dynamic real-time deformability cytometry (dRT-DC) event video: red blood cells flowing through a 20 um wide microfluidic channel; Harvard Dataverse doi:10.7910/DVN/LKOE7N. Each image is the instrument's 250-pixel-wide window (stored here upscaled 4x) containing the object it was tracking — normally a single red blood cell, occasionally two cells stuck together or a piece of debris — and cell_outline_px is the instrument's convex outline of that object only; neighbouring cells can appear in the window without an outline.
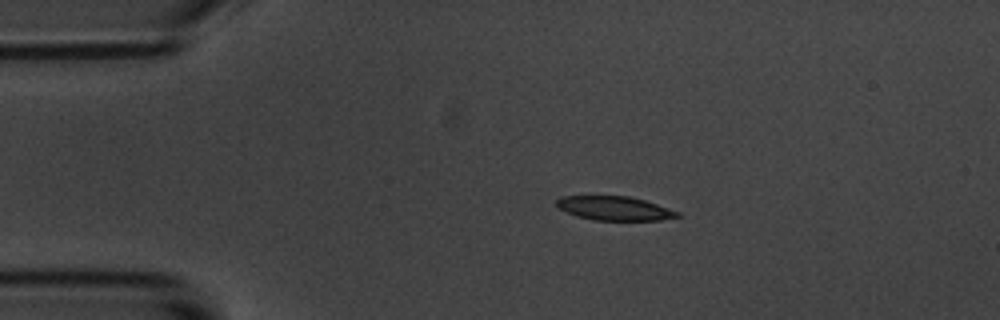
{"species": "common noctule bat (a hibernating species)", "species_latin": "Nyctalus noctula", "temperature_condition": "room temperature", "stored_images_in_passage": 46, "camera_frame_rate_fps": 3000, "um_per_image_px": 0.085, "animal": {"sex": "male", "body_mass_g": 20.1, "forearm_length_mm": 53.5}, "frame": {"image": 1, "passage_image": 1, "time_ms": 0.0, "image_size_px": [1000, 320], "cell_outline_px": [[684, 216], [660, 220], [596, 220], [576, 216], [556, 208], [556, 200], [560, 196], [628, 196], [644, 200], [680, 212]], "centroid_in_image_um": [52.22, 17.71], "position_along_channel_um": 32.8, "area_um2": 16.99}}
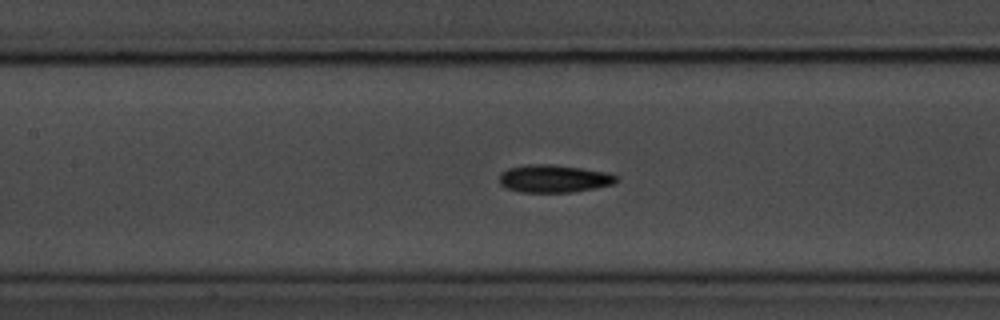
{"frame": {"image": 2, "passage_image": 15, "time_ms": 4.667, "image_size_px": [1000, 320], "cell_outline_px": [[620, 180], [612, 184], [596, 188], [572, 192], [520, 192], [508, 188], [500, 184], [500, 172], [508, 168], [528, 164], [552, 164], [608, 172], [620, 176]], "centroid_in_image_um": [47.12, 15.18], "position_along_channel_um": 160.3, "area_um2": 19.02}}
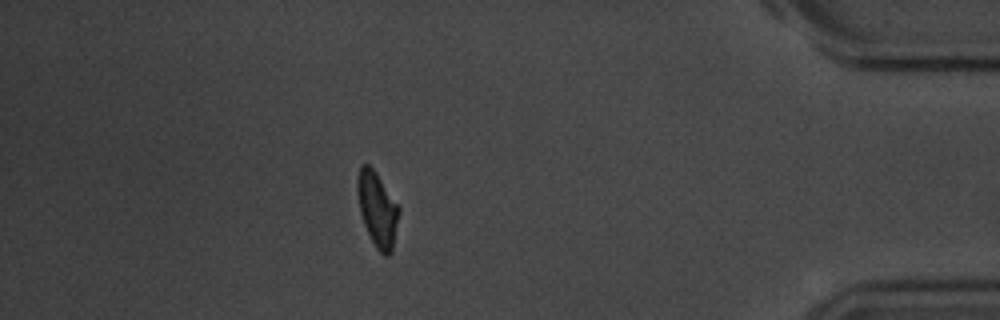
{"frame": {"image": 3, "passage_image": 39, "time_ms": 12.667, "image_size_px": [1000, 320], "cell_outline_px": [[400, 212], [392, 252], [388, 256], [384, 256], [376, 248], [364, 224], [360, 212], [356, 188], [356, 180], [360, 164], [368, 164], [376, 172], [400, 208]], "centroid_in_image_um": [32.07, 17.78], "position_along_channel_um": 403.1, "area_um2": 18.15}, "authors_computed_cell_mechanics": {"area_um2": 18.2648, "velocity_mm_per_s": 3.5999, "shape_relaxation_time_tau1_ms": 2.4633, "shape_relaxation_time_tau2_ms": 3.4107, "deformation_change_tau1": 0.1095, "deformation_change_tau2": 0.0969}}